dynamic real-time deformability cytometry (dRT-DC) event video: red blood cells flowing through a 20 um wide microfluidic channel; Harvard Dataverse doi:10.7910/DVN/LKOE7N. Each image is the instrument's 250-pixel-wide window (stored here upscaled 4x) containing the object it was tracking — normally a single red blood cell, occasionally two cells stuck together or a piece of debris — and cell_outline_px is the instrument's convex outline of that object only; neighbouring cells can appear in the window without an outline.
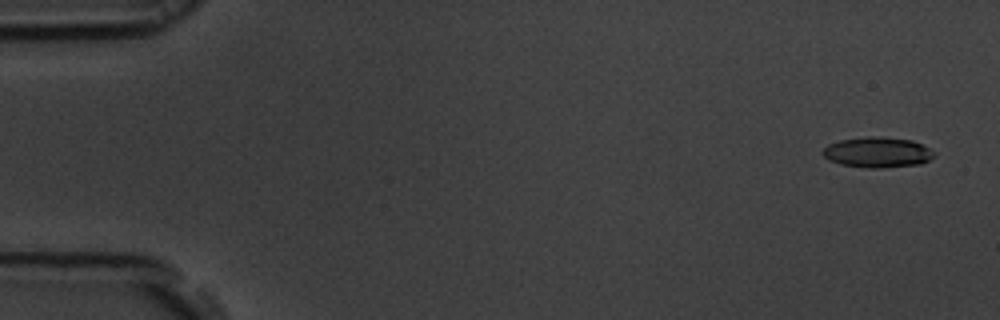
{"species": "common noctule bat (a hibernating species)", "species_latin": "Nyctalus noctula", "temperature_condition": "room temperature", "stored_images_in_passage": 55, "camera_frame_rate_fps": 3000, "um_per_image_px": 0.085, "animal": {"sex": "male", "body_mass_g": 19.5, "forearm_length_mm": 54.6}, "frame": {"image": 1, "passage_image": 3, "time_ms": 0.667, "image_size_px": [1000, 320], "cell_outline_px": [[936, 156], [920, 164], [880, 168], [868, 168], [840, 164], [828, 160], [820, 152], [828, 144], [840, 140], [868, 136], [880, 136], [912, 140], [936, 152]], "centroid_in_image_um": [74.57, 12.94], "position_along_channel_um": 10.4, "area_um2": 19.88}}
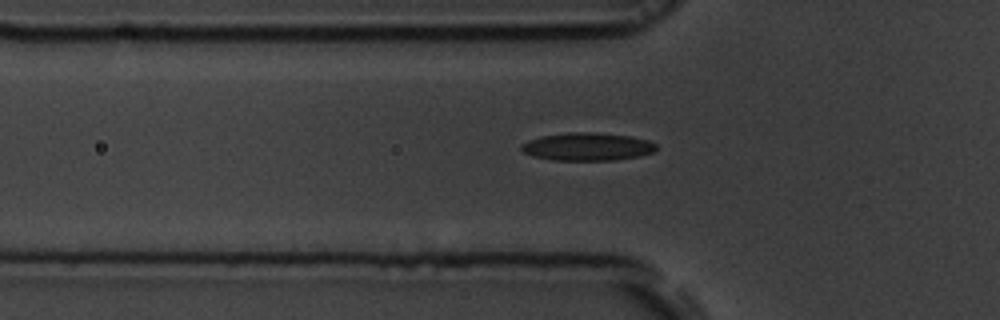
{"frame": {"image": 2, "passage_image": 19, "time_ms": 6.0, "image_size_px": [1000, 320], "cell_outline_px": [[656, 148], [652, 152], [640, 156], [616, 160], [552, 160], [532, 156], [524, 152], [520, 148], [520, 144], [528, 140], [540, 136], [568, 132], [592, 132], [632, 136], [648, 140], [656, 144]], "centroid_in_image_um": [49.9, 12.46], "position_along_channel_um": 75.9, "area_um2": 22.08}}
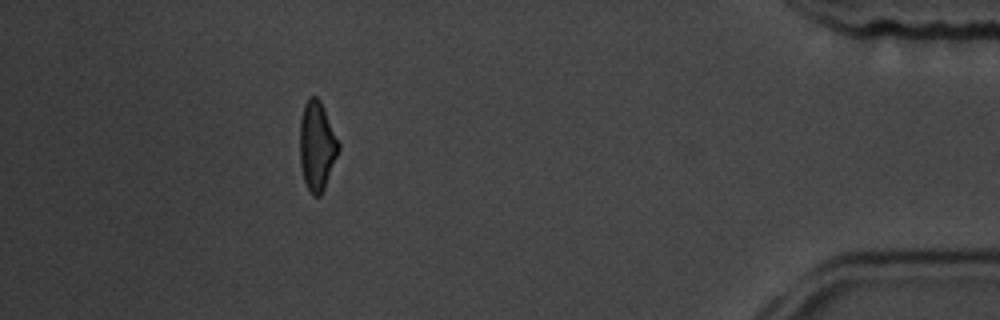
{"frame": {"image": 3, "passage_image": 50, "time_ms": 16.333, "image_size_px": [1000, 320], "cell_outline_px": [[340, 148], [324, 188], [320, 196], [312, 196], [304, 180], [300, 164], [300, 120], [304, 104], [308, 96], [316, 96], [320, 100], [324, 108], [340, 144]], "centroid_in_image_um": [26.93, 12.38], "position_along_channel_um": 408.3, "area_um2": 20.06}, "authors_computed_cell_mechanics": {"area_um2": 20.5768, "velocity_mm_per_s": 3.7371, "shape_relaxation_time_tau1_ms": 5.9957, "shape_relaxation_time_tau2_ms": 2.1379, "deformation_change_tau1": 0.1662, "deformation_change_tau2": 0.1022}}